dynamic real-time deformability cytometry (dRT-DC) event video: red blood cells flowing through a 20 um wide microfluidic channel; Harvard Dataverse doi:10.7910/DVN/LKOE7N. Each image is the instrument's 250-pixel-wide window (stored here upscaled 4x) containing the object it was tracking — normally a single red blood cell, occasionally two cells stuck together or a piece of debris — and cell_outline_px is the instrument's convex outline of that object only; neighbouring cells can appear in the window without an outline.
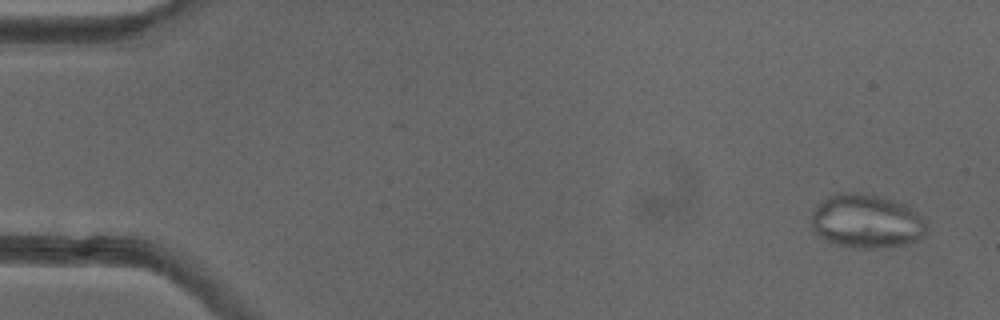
{"species": "common noctule bat (a hibernating species)", "species_latin": "Nyctalus noctula", "temperature_condition": "cold", "stored_images_in_passage": 52, "camera_frame_rate_fps": 3000, "um_per_image_px": 0.085, "animal": {"sex": "female"}, "frame": {"image": 1, "passage_image": 3, "time_ms": 0.667, "image_size_px": [1000, 320], "cell_outline_px": [[928, 236], [920, 240], [904, 244], [876, 248], [856, 248], [836, 244], [820, 236], [812, 228], [812, 212], [828, 196], [840, 192], [864, 192], [880, 196], [904, 204], [912, 208], [924, 220], [928, 228]], "centroid_in_image_um": [73.71, 18.8], "position_along_channel_um": 11.3, "area_um2": 36.3}}
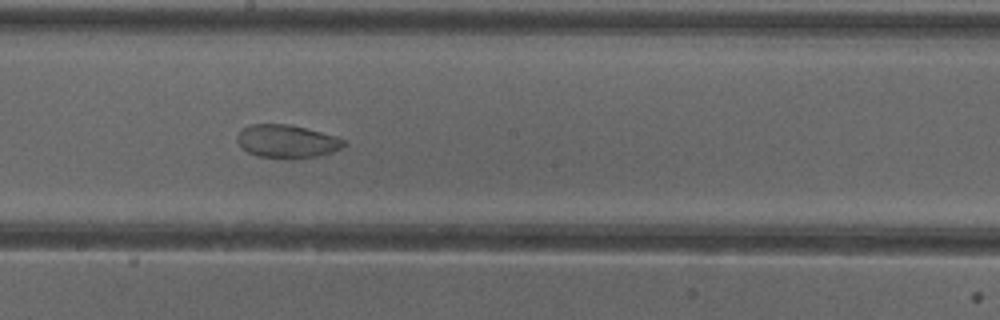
{"frame": {"image": 2, "passage_image": 29, "time_ms": 9.333, "image_size_px": [1000, 320], "cell_outline_px": [[348, 144], [332, 152], [316, 156], [292, 160], [288, 160], [260, 156], [248, 152], [236, 140], [236, 136], [244, 128], [252, 124], [288, 124], [336, 136], [344, 140]], "centroid_in_image_um": [24.4, 12.03], "position_along_channel_um": 223.8, "area_um2": 20.58}}
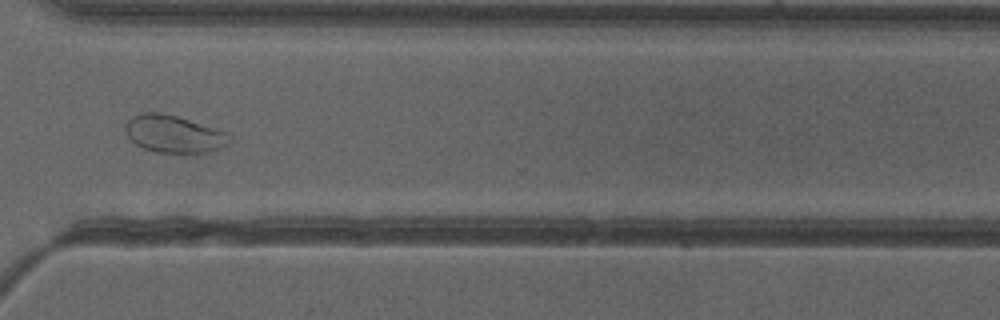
{"frame": {"image": 3, "passage_image": 39, "time_ms": 12.667, "image_size_px": [1000, 320], "cell_outline_px": [[232, 140], [228, 144], [220, 148], [208, 152], [156, 152], [144, 148], [136, 144], [128, 136], [124, 128], [124, 124], [132, 116], [140, 112], [160, 112], [176, 116], [228, 132], [232, 136]], "centroid_in_image_um": [14.78, 11.37], "position_along_channel_um": 355.8, "area_um2": 22.66}, "authors_computed_cell_mechanics": {"area_um2": 26.9637, "velocity_mm_per_s": 3.9751, "shape_relaxation_time_tau1_ms": null, "shape_relaxation_time_tau2_ms": 1.2251, "deformation_change_tau1": null, "deformation_change_tau2": 0.0524}}